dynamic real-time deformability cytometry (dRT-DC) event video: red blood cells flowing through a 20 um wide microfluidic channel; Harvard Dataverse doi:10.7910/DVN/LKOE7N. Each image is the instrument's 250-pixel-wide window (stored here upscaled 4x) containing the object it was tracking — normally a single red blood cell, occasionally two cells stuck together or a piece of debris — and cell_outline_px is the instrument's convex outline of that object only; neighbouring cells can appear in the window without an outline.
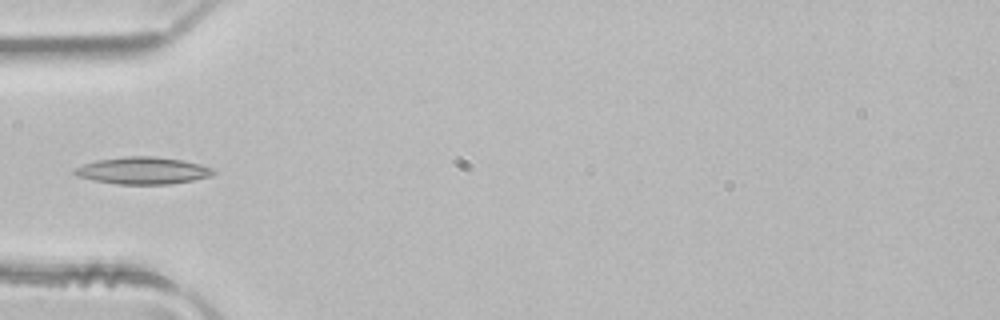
{"species": "common noctule bat (a hibernating species)", "species_latin": "Nyctalus noctula", "temperature_condition": "room temperature", "stored_images_in_passage": 5, "camera_frame_rate_fps": 3000, "um_per_image_px": 0.085, "animal": {"sex": "male", "body_mass_g": 21.5, "forearm_length_mm": 52.0}, "frame": {"image": 1, "passage_image": 4, "time_ms": 1.0, "image_size_px": [1000, 320], "cell_outline_px": [[216, 172], [212, 176], [192, 180], [168, 184], [116, 184], [92, 180], [80, 176], [72, 172], [76, 168], [84, 164], [96, 160], [128, 156], [156, 156], [180, 160], [200, 164], [212, 168]], "centroid_in_image_um": [12.15, 14.5], "position_along_channel_um": 72.8, "area_um2": 21.73}}
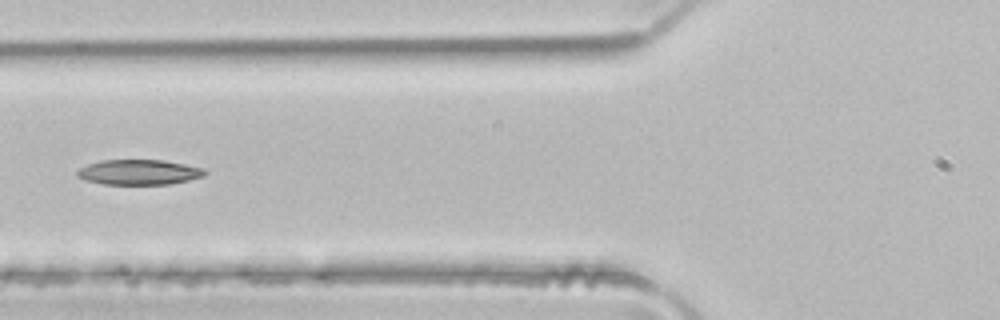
{"frame": {"image": 2, "passage_image": 5, "time_ms": 1.333, "image_size_px": [1000, 320], "cell_outline_px": [[208, 172], [204, 176], [188, 180], [168, 184], [104, 184], [84, 180], [76, 176], [76, 172], [80, 168], [88, 164], [100, 160], [164, 160], [204, 168]], "centroid_in_image_um": [11.8, 14.63], "position_along_channel_um": 114.0, "area_um2": 18.73}}